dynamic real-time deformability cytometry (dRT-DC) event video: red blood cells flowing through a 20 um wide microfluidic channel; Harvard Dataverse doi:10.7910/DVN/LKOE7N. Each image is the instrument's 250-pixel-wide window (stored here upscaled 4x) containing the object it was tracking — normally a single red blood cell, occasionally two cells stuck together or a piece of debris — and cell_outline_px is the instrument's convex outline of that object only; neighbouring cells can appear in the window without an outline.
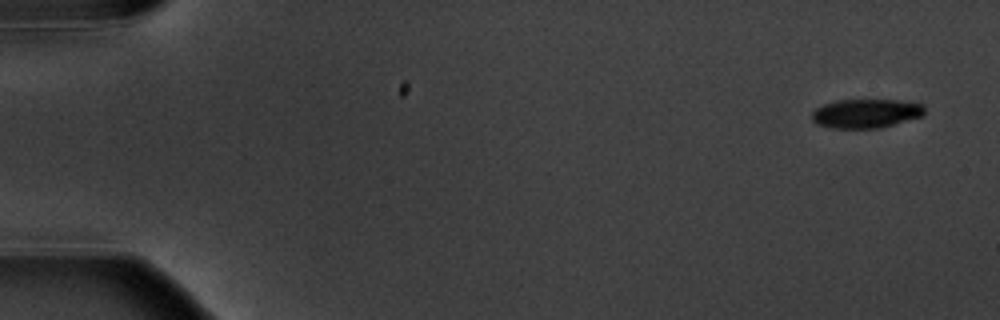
{"species": "common noctule bat (a hibernating species)", "species_latin": "Nyctalus noctula", "temperature_condition": "warm", "stored_images_in_passage": 5, "camera_frame_rate_fps": 3000, "um_per_image_px": 0.085, "animal": {"sex": "male", "body_mass_g": 20.1, "forearm_length_mm": 53.5}, "frame": {"image": 1, "passage_image": 1, "time_ms": 0.0, "image_size_px": [1000, 320], "cell_outline_px": [[924, 112], [920, 116], [880, 128], [832, 128], [816, 124], [812, 120], [812, 112], [816, 108], [824, 104], [840, 100], [896, 100], [924, 104]], "centroid_in_image_um": [73.57, 9.64], "position_along_channel_um": 11.4, "area_um2": 18.84}}
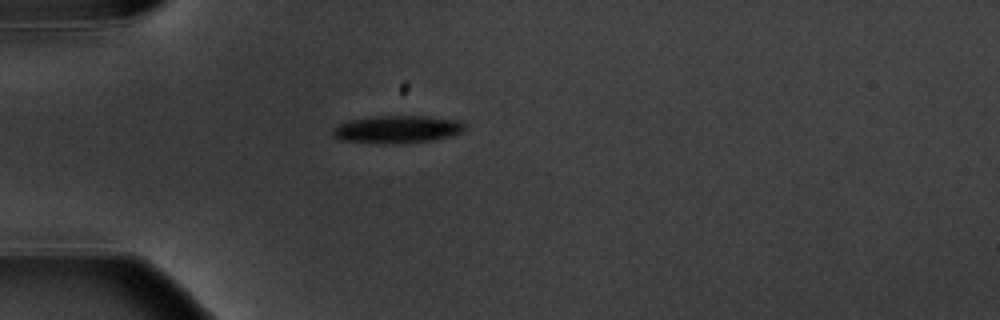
{"frame": {"image": 2, "passage_image": 5, "time_ms": 4.667, "image_size_px": [1000, 320], "cell_outline_px": [[464, 132], [432, 140], [392, 144], [340, 140], [332, 136], [332, 128], [336, 124], [348, 120], [376, 116], [428, 116], [460, 120], [464, 124]], "centroid_in_image_um": [33.72, 10.98], "position_along_channel_um": 51.3, "area_um2": 21.33}}